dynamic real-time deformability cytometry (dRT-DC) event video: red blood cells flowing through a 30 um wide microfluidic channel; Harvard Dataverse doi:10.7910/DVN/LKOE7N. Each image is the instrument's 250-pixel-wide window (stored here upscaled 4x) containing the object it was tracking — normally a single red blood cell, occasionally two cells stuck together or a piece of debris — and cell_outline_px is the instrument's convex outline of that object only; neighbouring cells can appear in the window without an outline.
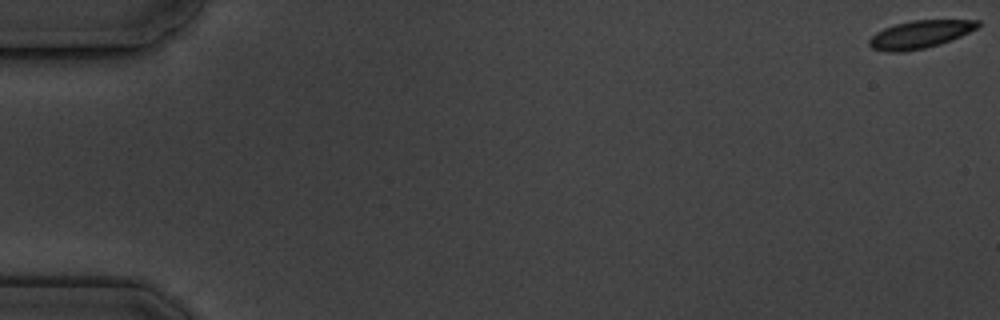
{"species": "common noctule bat (a hibernating species)", "species_latin": "Nyctalus noctula", "temperature_condition": "cold", "stored_images_in_passage": 7, "camera_frame_rate_fps": 3000, "um_per_image_px": 0.085, "animal": {"sex": "male", "body_mass_g": 19.5, "forearm_length_mm": 54.6}, "frame": {"image": 1, "passage_image": 1, "time_ms": 0.0, "image_size_px": [1000, 320], "cell_outline_px": [[980, 24], [976, 28], [952, 40], [940, 44], [924, 48], [904, 52], [884, 52], [872, 48], [868, 44], [868, 40], [876, 32], [884, 28], [896, 24], [912, 20], [980, 20]], "centroid_in_image_um": [78.16, 2.93], "position_along_channel_um": 6.8, "area_um2": 17.57}}
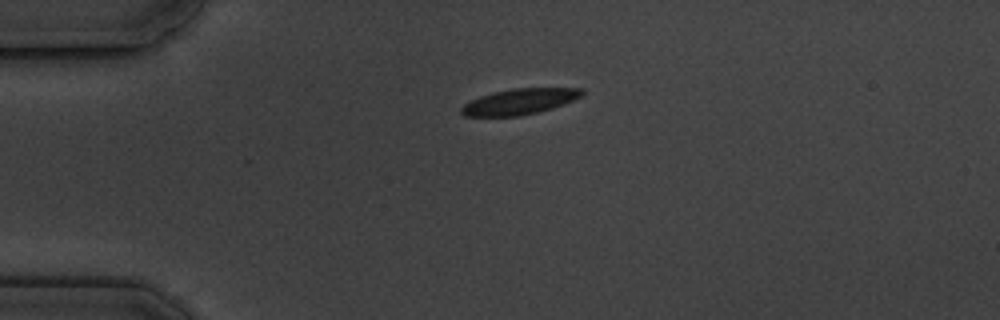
{"frame": {"image": 2, "passage_image": 5, "time_ms": 4.667, "image_size_px": [1000, 320], "cell_outline_px": [[584, 92], [580, 96], [564, 104], [552, 108], [536, 112], [516, 116], [464, 116], [460, 112], [460, 108], [468, 100], [492, 92], [512, 88], [580, 88]], "centroid_in_image_um": [44.09, 8.63], "position_along_channel_um": 40.9, "area_um2": 18.03}}